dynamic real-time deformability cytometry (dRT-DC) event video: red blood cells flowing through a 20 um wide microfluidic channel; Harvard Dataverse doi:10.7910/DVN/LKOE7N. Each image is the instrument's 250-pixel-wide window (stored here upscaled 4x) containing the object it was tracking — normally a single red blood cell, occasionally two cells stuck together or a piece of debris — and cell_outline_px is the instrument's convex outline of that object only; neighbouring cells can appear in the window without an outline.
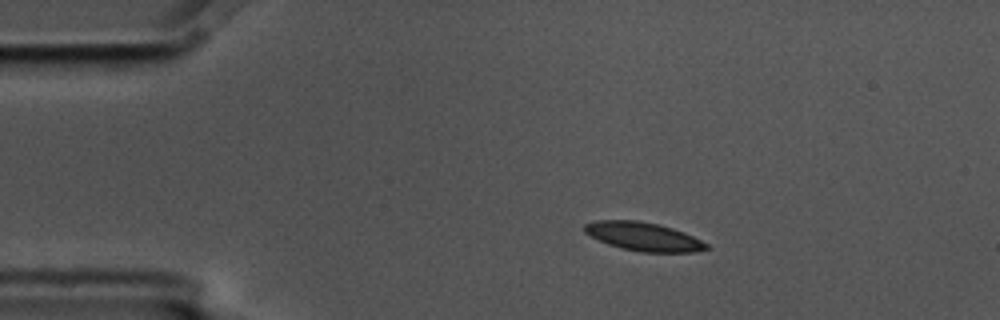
{"species": "common noctule bat (a hibernating species)", "species_latin": "Nyctalus noctula", "temperature_condition": "cold", "stored_images_in_passage": 7, "camera_frame_rate_fps": 3000, "um_per_image_px": 0.085, "animal": {"sex": "male", "body_mass_g": 17.5, "forearm_length_mm": 52.3}, "frame": {"image": 1, "passage_image": 1, "time_ms": 0.0, "image_size_px": [1000, 320], "cell_outline_px": [[712, 248], [692, 252], [644, 252], [620, 248], [608, 244], [584, 232], [584, 224], [596, 220], [636, 220], [656, 224], [672, 228], [684, 232], [708, 244]], "centroid_in_image_um": [54.7, 20.11], "position_along_channel_um": 30.3, "area_um2": 20.11}}
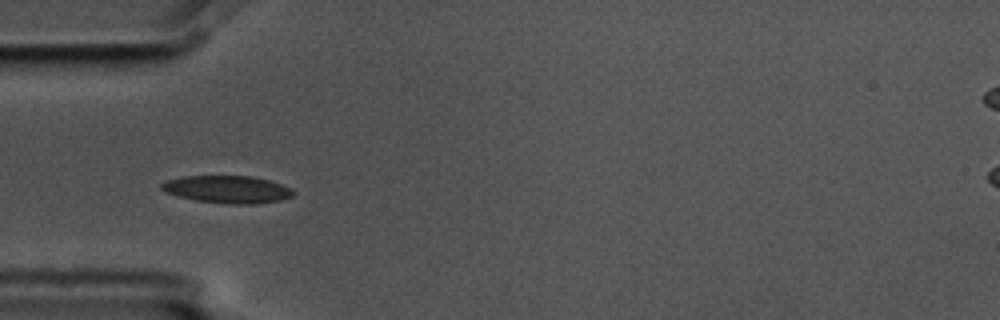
{"frame": {"image": 2, "passage_image": 3, "time_ms": 0.667, "image_size_px": [1000, 320], "cell_outline_px": [[296, 192], [292, 196], [280, 200], [252, 204], [228, 204], [196, 200], [164, 192], [160, 188], [160, 184], [168, 180], [184, 176], [252, 176], [268, 180], [292, 188]], "centroid_in_image_um": [19.33, 16.09], "position_along_channel_um": 65.7, "area_um2": 20.98}}